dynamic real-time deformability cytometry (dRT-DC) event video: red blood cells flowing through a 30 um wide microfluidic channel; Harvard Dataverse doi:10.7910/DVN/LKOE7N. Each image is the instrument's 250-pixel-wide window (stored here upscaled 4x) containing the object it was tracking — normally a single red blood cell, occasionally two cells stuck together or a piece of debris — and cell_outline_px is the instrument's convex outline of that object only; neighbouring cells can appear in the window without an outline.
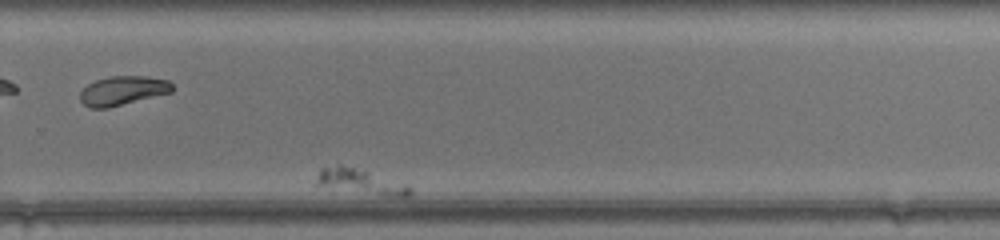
{"species": "common noctule bat (a hibernating species)", "species_latin": "Nyctalus noctula", "temperature_condition": "warm", "stored_images_in_passage": 48, "camera_frame_rate_fps": 3000, "um_per_image_px": 0.085, "animal": {"sex": "female", "body_mass_g": 17.0, "forearm_length_mm": 48.0}, "frame": {"image": 1, "passage_image": 38, "time_ms": 12.333, "image_size_px": [1000, 240], "cell_outline_px": [[412, 192], [408, 196], [388, 196], [320, 184], [316, 180], [316, 176], [320, 168], [336, 164], [340, 164], [368, 172], [408, 184], [412, 188]], "centroid_in_image_um": [30.71, 15.4], "position_along_channel_um": 299.1, "area_um2": 12.83}}
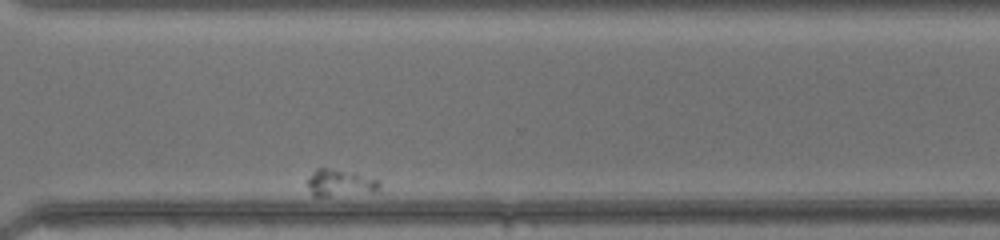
{"frame": {"image": 2, "passage_image": 44, "time_ms": 14.333, "image_size_px": [1000, 240], "cell_outline_px": [[380, 192], [328, 196], [312, 196], [308, 184], [308, 180], [316, 168], [324, 168], [352, 172], [380, 180]], "centroid_in_image_um": [28.97, 15.57], "position_along_channel_um": 341.6, "area_um2": 11.27}}